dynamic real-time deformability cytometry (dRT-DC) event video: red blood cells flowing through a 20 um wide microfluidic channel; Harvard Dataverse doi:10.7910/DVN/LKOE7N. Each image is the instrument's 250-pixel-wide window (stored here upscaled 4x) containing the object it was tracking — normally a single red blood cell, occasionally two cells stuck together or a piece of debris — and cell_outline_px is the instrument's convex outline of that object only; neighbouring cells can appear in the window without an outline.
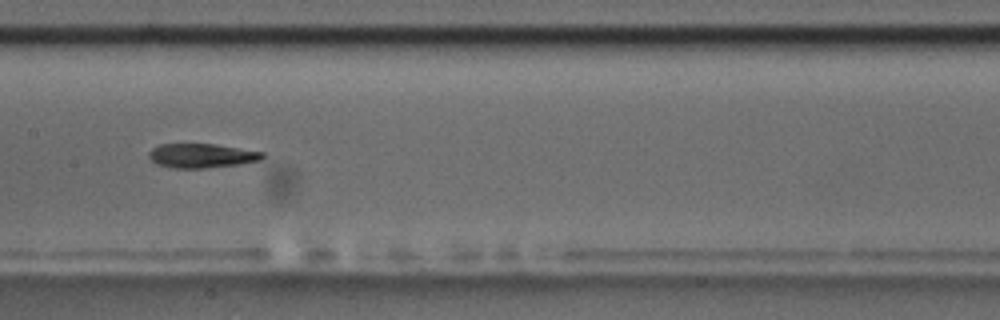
{"species": "common noctule bat (a hibernating species)", "species_latin": "Nyctalus noctula", "temperature_condition": "room temperature", "stored_images_in_passage": 8, "camera_frame_rate_fps": 3000, "um_per_image_px": 0.085, "animal": {"sex": "male", "body_mass_g": 17.5, "forearm_length_mm": 52.3}, "frame": {"image": 1, "passage_image": 8, "time_ms": 8.0, "image_size_px": [1000, 320], "cell_outline_px": [[264, 156], [260, 160], [236, 164], [204, 168], [172, 168], [156, 164], [148, 156], [148, 152], [152, 148], [160, 144], [216, 144], [264, 152]], "centroid_in_image_um": [17.1, 13.23], "position_along_channel_um": 190.3, "area_um2": 15.95}}